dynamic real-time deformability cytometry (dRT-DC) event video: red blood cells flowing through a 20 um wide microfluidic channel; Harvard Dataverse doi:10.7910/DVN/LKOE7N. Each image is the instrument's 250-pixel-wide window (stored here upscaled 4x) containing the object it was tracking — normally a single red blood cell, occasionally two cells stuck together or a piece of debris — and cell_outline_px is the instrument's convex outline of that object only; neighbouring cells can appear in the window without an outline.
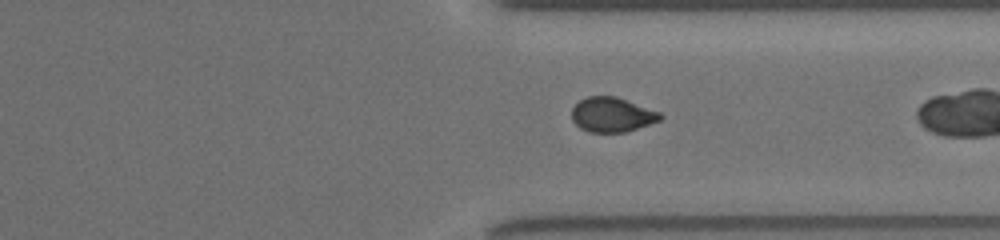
{"species": "common noctule bat (a hibernating species)", "species_latin": "Nyctalus noctula", "temperature_condition": "room temperature", "stored_images_in_passage": 18, "camera_frame_rate_fps": 3000, "um_per_image_px": 0.085, "animal": {"sex": "female", "body_mass_g": 19.5, "forearm_length_mm": 54.1}, "frame": {"image": 1, "passage_image": 16, "time_ms": 6.333, "image_size_px": [1000, 240], "cell_outline_px": [[664, 116], [660, 120], [624, 132], [588, 132], [580, 128], [572, 120], [572, 108], [580, 100], [588, 96], [616, 96], [660, 112]], "centroid_in_image_um": [52.01, 9.74], "position_along_channel_um": 359.4, "area_um2": 17.74}}